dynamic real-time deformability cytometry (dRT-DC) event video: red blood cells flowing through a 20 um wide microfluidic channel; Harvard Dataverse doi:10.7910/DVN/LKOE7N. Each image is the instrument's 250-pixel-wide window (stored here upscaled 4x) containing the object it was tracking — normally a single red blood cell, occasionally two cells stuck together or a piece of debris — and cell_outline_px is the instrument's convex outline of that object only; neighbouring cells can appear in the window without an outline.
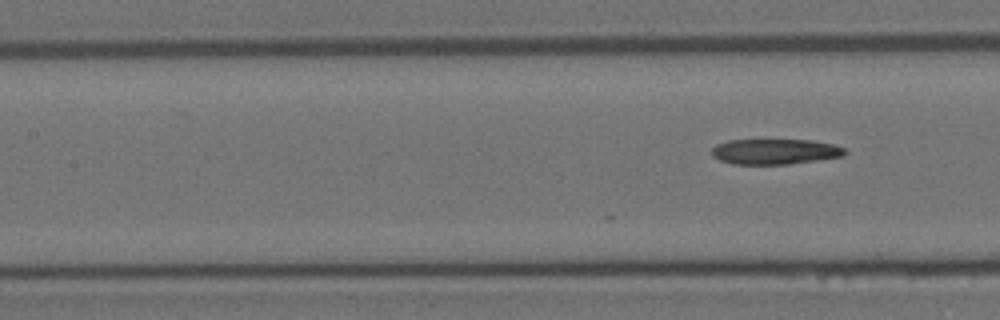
{"species": "Egyptian fruit bat (a non-hibernating species)", "species_latin": "Rousettus aegyptiacus", "temperature_condition": "room temperature", "stored_images_in_passage": 14, "camera_frame_rate_fps": 3000, "um_per_image_px": 0.085, "animal": {"sex": "female"}, "frame": {"image": 1, "passage_image": 14, "time_ms": 4.333, "image_size_px": [1000, 320], "cell_outline_px": [[848, 152], [844, 156], [788, 164], [732, 164], [720, 160], [712, 156], [712, 148], [716, 144], [728, 140], [812, 140], [832, 144], [844, 148]], "centroid_in_image_um": [65.86, 12.88], "position_along_channel_um": 141.5, "area_um2": 19.71}}